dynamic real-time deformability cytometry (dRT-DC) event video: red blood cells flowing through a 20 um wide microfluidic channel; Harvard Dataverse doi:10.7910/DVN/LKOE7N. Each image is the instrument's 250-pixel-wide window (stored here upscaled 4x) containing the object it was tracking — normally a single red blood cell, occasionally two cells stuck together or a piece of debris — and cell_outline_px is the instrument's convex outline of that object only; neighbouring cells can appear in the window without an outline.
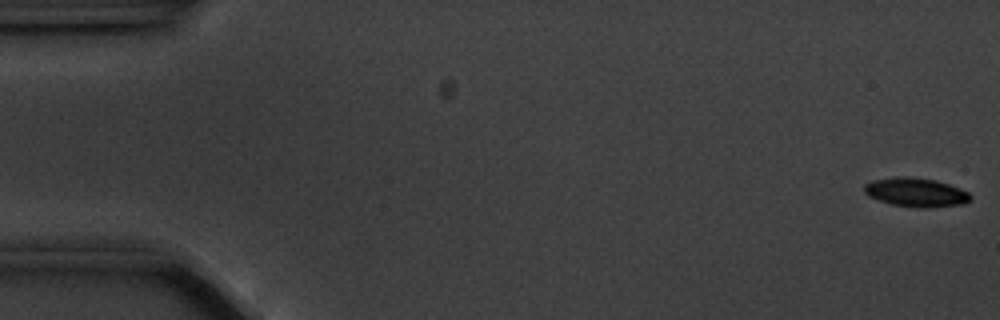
{"species": "common noctule bat (a hibernating species)", "species_latin": "Nyctalus noctula", "temperature_condition": "cold", "stored_images_in_passage": 16, "camera_frame_rate_fps": 3000, "um_per_image_px": 0.085, "animal": {"sex": "male", "body_mass_g": 20.1, "forearm_length_mm": 53.5}, "frame": {"image": 1, "passage_image": 1, "time_ms": 0.0, "image_size_px": [1000, 320], "cell_outline_px": [[972, 200], [964, 204], [928, 208], [920, 208], [892, 204], [868, 196], [864, 192], [864, 184], [872, 180], [896, 176], [908, 176], [936, 180], [948, 184], [968, 192], [972, 196]], "centroid_in_image_um": [77.86, 16.34], "position_along_channel_um": 7.1, "area_um2": 18.03}}